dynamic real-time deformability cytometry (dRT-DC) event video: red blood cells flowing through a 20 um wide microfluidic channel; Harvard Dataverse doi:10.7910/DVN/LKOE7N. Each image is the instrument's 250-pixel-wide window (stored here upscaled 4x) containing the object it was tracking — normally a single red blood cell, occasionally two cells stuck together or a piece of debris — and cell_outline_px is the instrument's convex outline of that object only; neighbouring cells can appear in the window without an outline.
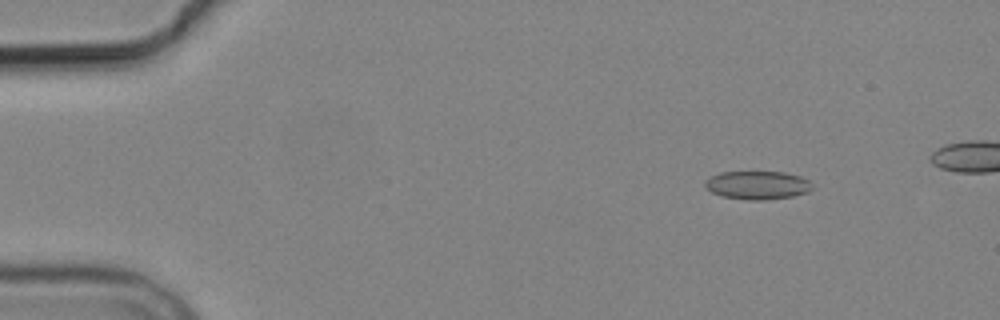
{"species": "common noctule bat (a hibernating species)", "species_latin": "Nyctalus noctula", "temperature_condition": "cold", "stored_images_in_passage": 6, "camera_frame_rate_fps": 3000, "um_per_image_px": 0.085, "animal": {"sex": "male", "body_mass_g": 19.2, "forearm_length_mm": 51.8}, "frame": {"image": 1, "passage_image": 2, "time_ms": 1.0, "image_size_px": [1000, 320], "cell_outline_px": [[812, 188], [808, 192], [792, 196], [764, 200], [748, 200], [724, 196], [712, 192], [704, 188], [704, 180], [720, 172], [784, 172], [800, 176], [808, 180], [812, 184]], "centroid_in_image_um": [64.37, 15.73], "position_along_channel_um": 20.6, "area_um2": 17.69}}
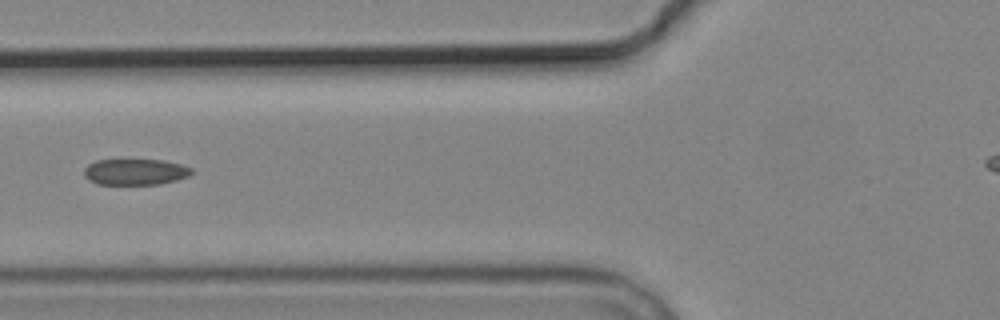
{"frame": {"image": 2, "passage_image": 6, "time_ms": 6.0, "image_size_px": [1000, 320], "cell_outline_px": [[192, 172], [188, 176], [176, 180], [160, 184], [96, 184], [88, 180], [84, 176], [84, 168], [88, 164], [96, 160], [164, 160], [180, 164], [192, 168]], "centroid_in_image_um": [11.47, 14.61], "position_along_channel_um": 114.3, "area_um2": 16.36}}